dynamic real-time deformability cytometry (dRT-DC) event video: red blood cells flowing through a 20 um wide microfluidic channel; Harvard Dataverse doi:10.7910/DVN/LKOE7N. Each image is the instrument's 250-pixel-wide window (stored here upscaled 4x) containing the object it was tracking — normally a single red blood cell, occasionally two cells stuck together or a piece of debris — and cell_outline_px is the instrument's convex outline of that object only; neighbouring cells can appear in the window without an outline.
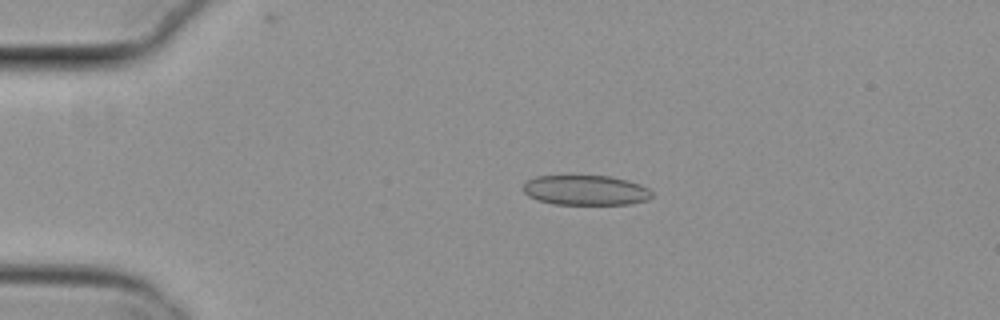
{"species": "common noctule bat (a hibernating species)", "species_latin": "Nyctalus noctula", "temperature_condition": "cold", "stored_images_in_passage": 47, "camera_frame_rate_fps": 3000, "um_per_image_px": 0.085, "animal": {"sex": "female", "body_mass_g": 29.2, "forearm_length_mm": 56.3}, "frame": {"image": 1, "passage_image": 4, "time_ms": 1.0, "image_size_px": [1000, 320], "cell_outline_px": [[652, 196], [648, 200], [628, 204], [552, 204], [536, 200], [528, 196], [520, 188], [524, 180], [536, 176], [608, 176], [628, 180], [640, 184], [648, 188], [652, 192]], "centroid_in_image_um": [49.72, 16.17], "position_along_channel_um": 35.3, "area_um2": 22.77}}
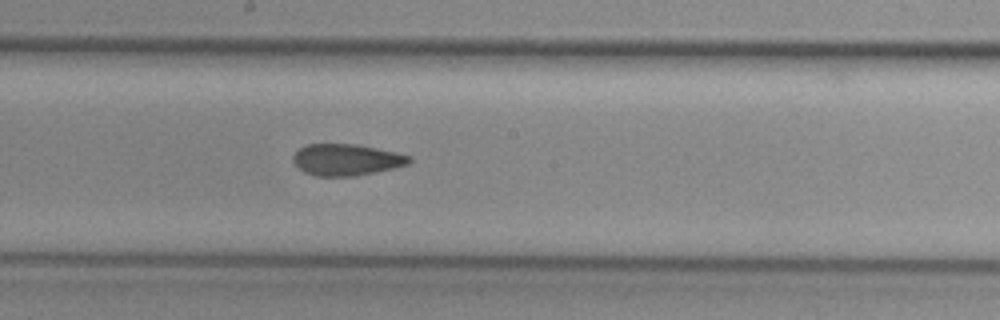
{"frame": {"image": 2, "passage_image": 22, "time_ms": 7.0, "image_size_px": [1000, 320], "cell_outline_px": [[412, 160], [408, 164], [396, 168], [356, 176], [316, 176], [304, 172], [292, 160], [292, 156], [300, 148], [308, 144], [356, 144], [396, 152], [412, 156]], "centroid_in_image_um": [29.48, 13.58], "position_along_channel_um": 218.7, "area_um2": 21.39}}
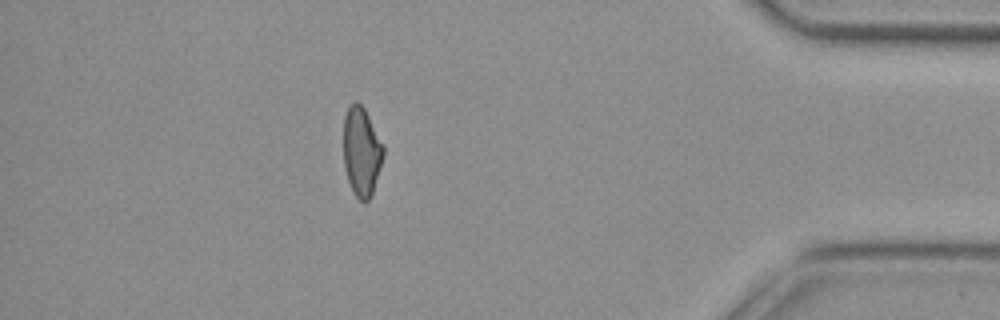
{"frame": {"image": 3, "passage_image": 40, "time_ms": 13.0, "image_size_px": [1000, 320], "cell_outline_px": [[384, 156], [372, 196], [364, 204], [356, 196], [348, 180], [344, 168], [344, 116], [348, 108], [356, 100], [364, 108], [384, 144]], "centroid_in_image_um": [30.75, 12.9], "position_along_channel_um": 404.4, "area_um2": 20.81}}